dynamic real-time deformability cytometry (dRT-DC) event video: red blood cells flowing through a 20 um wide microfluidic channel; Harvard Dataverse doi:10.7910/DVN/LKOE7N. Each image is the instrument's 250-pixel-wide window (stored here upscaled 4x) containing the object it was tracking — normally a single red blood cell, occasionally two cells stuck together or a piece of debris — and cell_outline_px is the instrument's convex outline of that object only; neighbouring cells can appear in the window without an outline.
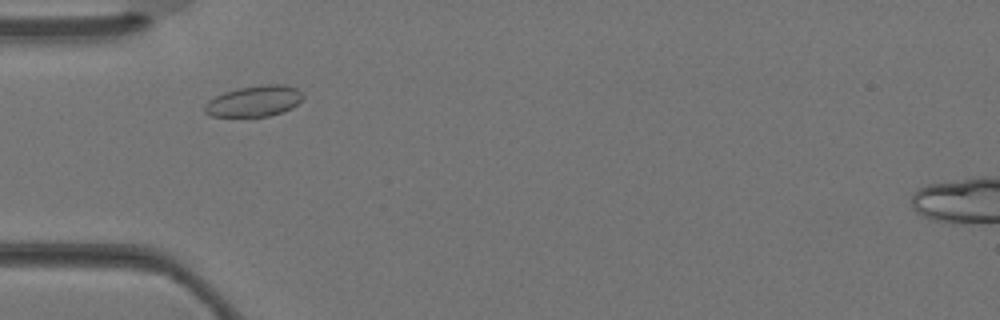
{"species": "Egyptian fruit bat (a non-hibernating species)", "species_latin": "Rousettus aegyptiacus", "temperature_condition": "warm", "stored_images_in_passage": 3, "camera_frame_rate_fps": 3000, "um_per_image_px": 0.085, "animal": {"sex": "female"}, "frame": {"image": 1, "passage_image": 2, "time_ms": 0.333, "image_size_px": [1000, 320], "cell_outline_px": [[304, 100], [292, 108], [268, 116], [212, 116], [204, 112], [204, 104], [208, 100], [224, 92], [240, 88], [264, 84], [284, 84], [296, 88], [304, 96]], "centroid_in_image_um": [21.62, 8.59], "position_along_channel_um": 63.4, "area_um2": 17.69}}
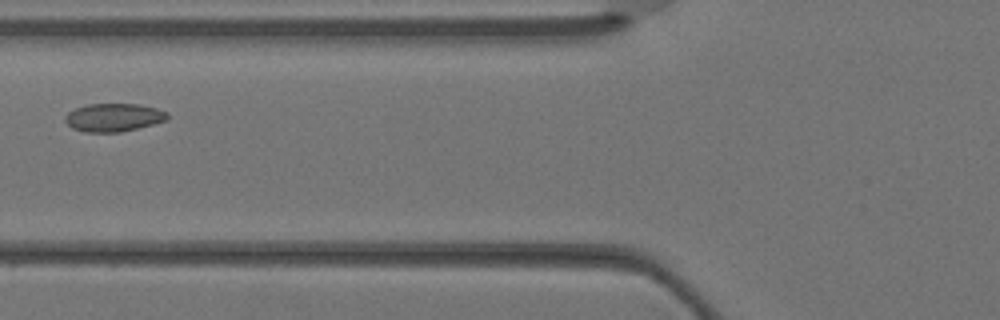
{"frame": {"image": 2, "passage_image": 3, "time_ms": 0.667, "image_size_px": [1000, 320], "cell_outline_px": [[168, 120], [120, 132], [88, 132], [72, 128], [64, 120], [64, 116], [68, 112], [76, 108], [88, 104], [140, 104], [156, 108], [168, 112]], "centroid_in_image_um": [9.66, 9.97], "position_along_channel_um": 116.1, "area_um2": 16.7}}